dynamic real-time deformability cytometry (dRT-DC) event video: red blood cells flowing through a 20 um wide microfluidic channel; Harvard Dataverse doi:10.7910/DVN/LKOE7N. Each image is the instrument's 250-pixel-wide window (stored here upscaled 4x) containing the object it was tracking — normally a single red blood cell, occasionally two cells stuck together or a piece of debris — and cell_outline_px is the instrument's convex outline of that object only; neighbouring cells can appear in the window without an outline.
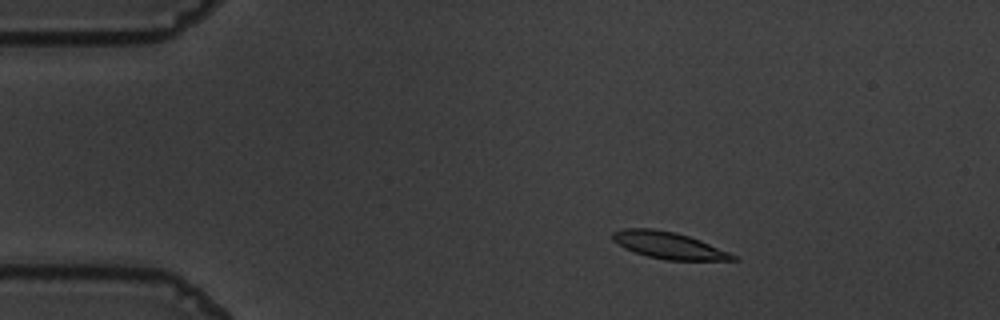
{"species": "common noctule bat (a hibernating species)", "species_latin": "Nyctalus noctula", "temperature_condition": "warm", "stored_images_in_passage": 54, "camera_frame_rate_fps": 3000, "um_per_image_px": 0.085, "animal": {"sex": "male", "body_mass_g": 19.5, "forearm_length_mm": 54.6}, "frame": {"image": 1, "passage_image": 8, "time_ms": 2.333, "image_size_px": [1000, 320], "cell_outline_px": [[740, 260], [664, 260], [648, 256], [624, 248], [612, 240], [612, 232], [624, 228], [652, 228], [676, 232], [700, 240], [728, 252], [736, 256]], "centroid_in_image_um": [56.81, 20.84], "position_along_channel_um": 28.2, "area_um2": 18.67}}
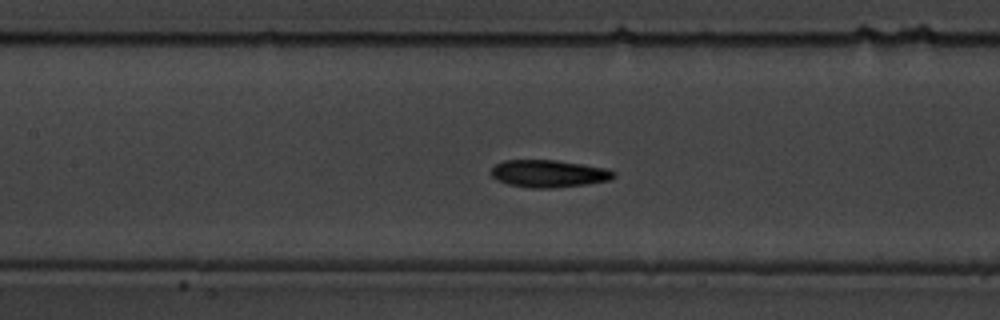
{"frame": {"image": 2, "passage_image": 24, "time_ms": 7.667, "image_size_px": [1000, 320], "cell_outline_px": [[616, 176], [608, 180], [584, 184], [552, 188], [532, 188], [508, 184], [496, 180], [492, 176], [492, 168], [496, 164], [504, 160], [556, 160], [604, 168], [616, 172]], "centroid_in_image_um": [46.61, 14.75], "position_along_channel_um": 160.8, "area_um2": 19.31}}
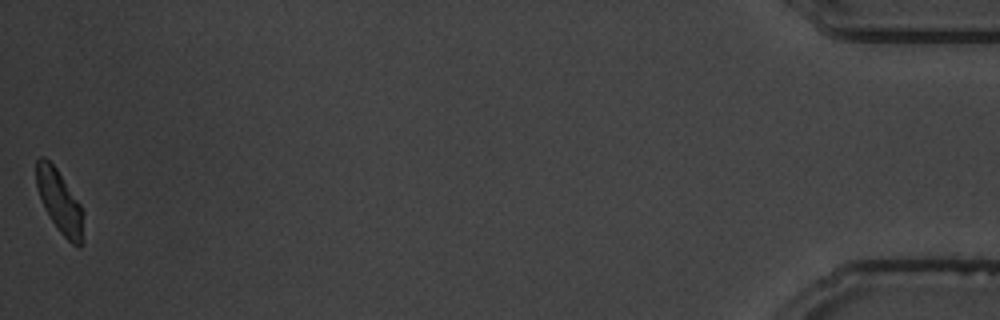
{"frame": {"image": 3, "passage_image": 54, "time_ms": 17.667, "image_size_px": [1000, 320], "cell_outline_px": [[84, 244], [80, 248], [72, 244], [60, 232], [52, 220], [40, 196], [36, 184], [36, 160], [40, 156], [44, 156], [56, 168], [80, 204], [84, 212]], "centroid_in_image_um": [5.12, 17.18], "position_along_channel_um": 430.1, "area_um2": 17.17}, "authors_computed_cell_mechanics": {"area_um2": 18.7561, "velocity_mm_per_s": 3.6361, "shape_relaxation_time_tau1_ms": 2.4862, "shape_relaxation_time_tau2_ms": 2.4584, "deformation_change_tau1": 0.1138, "deformation_change_tau2": 0.082}}